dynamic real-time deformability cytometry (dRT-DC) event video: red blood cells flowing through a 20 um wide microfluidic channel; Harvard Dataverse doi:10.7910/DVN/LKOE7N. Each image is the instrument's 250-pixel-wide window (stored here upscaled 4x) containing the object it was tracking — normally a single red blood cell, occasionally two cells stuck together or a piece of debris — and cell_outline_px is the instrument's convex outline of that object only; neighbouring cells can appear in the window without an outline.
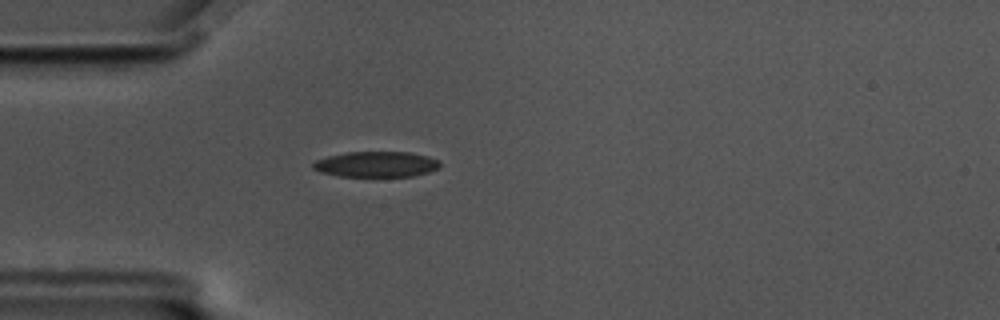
{"species": "common noctule bat (a hibernating species)", "species_latin": "Nyctalus noctula", "temperature_condition": "cold", "stored_images_in_passage": 52, "camera_frame_rate_fps": 3000, "um_per_image_px": 0.085, "animal": {"sex": "male", "body_mass_g": 17.5, "forearm_length_mm": 52.3}, "frame": {"image": 1, "passage_image": 11, "time_ms": 3.333, "image_size_px": [1000, 320], "cell_outline_px": [[440, 168], [428, 172], [412, 176], [336, 176], [320, 172], [312, 168], [312, 164], [316, 160], [328, 156], [348, 152], [408, 152], [428, 156], [440, 160]], "centroid_in_image_um": [31.99, 13.96], "position_along_channel_um": 53.0, "area_um2": 18.96}}
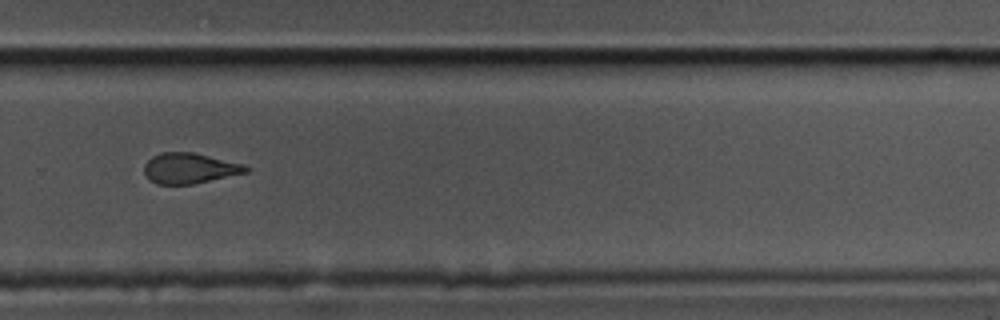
{"frame": {"image": 2, "passage_image": 34, "time_ms": 11.0, "image_size_px": [1000, 320], "cell_outline_px": [[248, 172], [192, 184], [156, 184], [148, 180], [144, 172], [144, 164], [152, 156], [160, 152], [192, 152], [244, 164], [248, 168]], "centroid_in_image_um": [16.07, 14.3], "position_along_channel_um": 313.7, "area_um2": 18.03}}
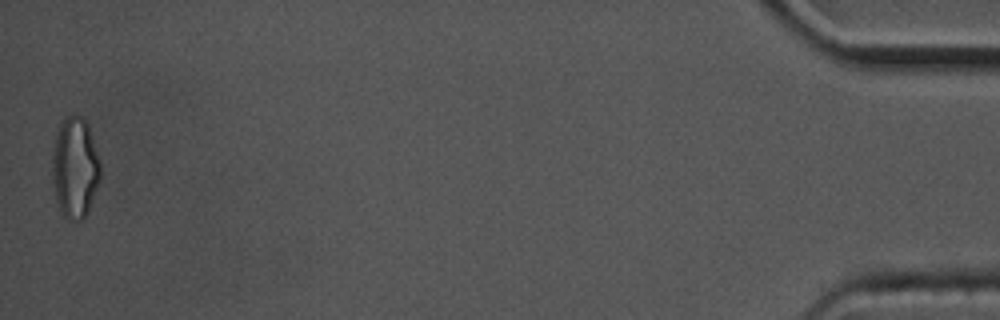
{"frame": {"image": 3, "passage_image": 52, "time_ms": 17.0, "image_size_px": [1000, 320], "cell_outline_px": [[100, 176], [88, 212], [80, 220], [68, 220], [64, 216], [56, 200], [52, 180], [52, 156], [56, 132], [64, 116], [72, 112], [84, 116], [88, 124], [100, 160]], "centroid_in_image_um": [6.36, 14.18], "position_along_channel_um": 428.8, "area_um2": 28.61}, "authors_computed_cell_mechanics": {"area_um2": 19.3052, "velocity_mm_per_s": 3.4953, "shape_relaxation_time_tau1_ms": null, "shape_relaxation_time_tau2_ms": 3.7918, "deformation_change_tau1": null, "deformation_change_tau2": 0.1075}}